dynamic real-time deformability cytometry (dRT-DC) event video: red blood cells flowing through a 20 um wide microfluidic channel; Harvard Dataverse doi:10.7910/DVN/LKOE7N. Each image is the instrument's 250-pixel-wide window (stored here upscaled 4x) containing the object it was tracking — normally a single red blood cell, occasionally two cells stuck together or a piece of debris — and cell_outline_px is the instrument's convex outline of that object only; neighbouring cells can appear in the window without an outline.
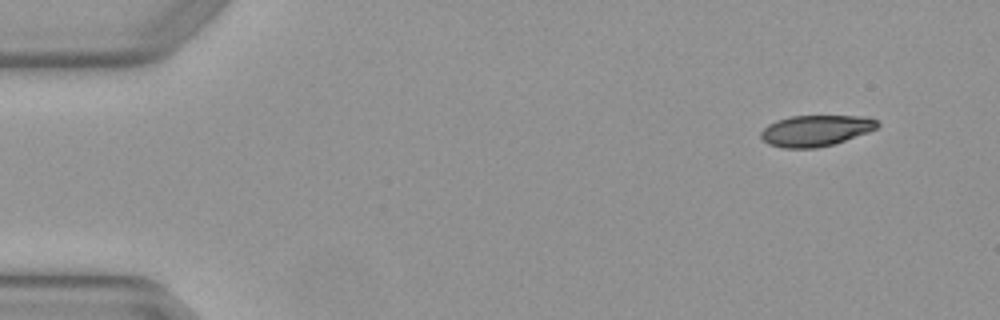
{"species": "Egyptian fruit bat (a non-hibernating species)", "species_latin": "Rousettus aegyptiacus", "temperature_condition": "warm", "stored_images_in_passage": 2, "camera_frame_rate_fps": 3000, "um_per_image_px": 0.085, "animal": {"sex": "female"}, "frame": {"image": 1, "passage_image": 2, "time_ms": 0.333, "image_size_px": [1000, 320], "cell_outline_px": [[880, 124], [876, 128], [868, 132], [832, 144], [816, 148], [784, 148], [768, 144], [760, 136], [760, 132], [768, 124], [776, 120], [792, 116], [864, 116], [876, 120]], "centroid_in_image_um": [69.3, 11.1], "position_along_channel_um": 15.7, "area_um2": 20.92}}